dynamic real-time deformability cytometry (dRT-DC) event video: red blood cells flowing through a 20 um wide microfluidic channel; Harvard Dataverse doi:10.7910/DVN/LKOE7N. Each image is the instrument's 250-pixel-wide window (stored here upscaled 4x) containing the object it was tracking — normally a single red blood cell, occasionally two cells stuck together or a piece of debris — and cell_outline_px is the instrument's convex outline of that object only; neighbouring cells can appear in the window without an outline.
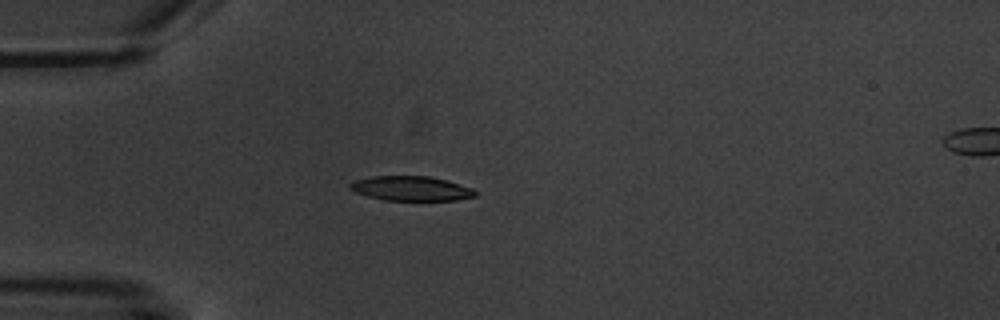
{"species": "common noctule bat (a hibernating species)", "species_latin": "Nyctalus noctula", "temperature_condition": "warm", "stored_images_in_passage": 6, "camera_frame_rate_fps": 3000, "um_per_image_px": 0.085, "animal": {"sex": "male", "body_mass_g": 20.1, "forearm_length_mm": 53.5}, "frame": {"image": 1, "passage_image": 1, "time_ms": 0.0, "image_size_px": [1000, 320], "cell_outline_px": [[476, 196], [456, 200], [384, 200], [368, 196], [356, 192], [348, 188], [348, 184], [356, 180], [372, 176], [428, 176], [444, 180], [472, 188], [476, 192]], "centroid_in_image_um": [34.91, 16.02], "position_along_channel_um": 50.1, "area_um2": 17.74}}
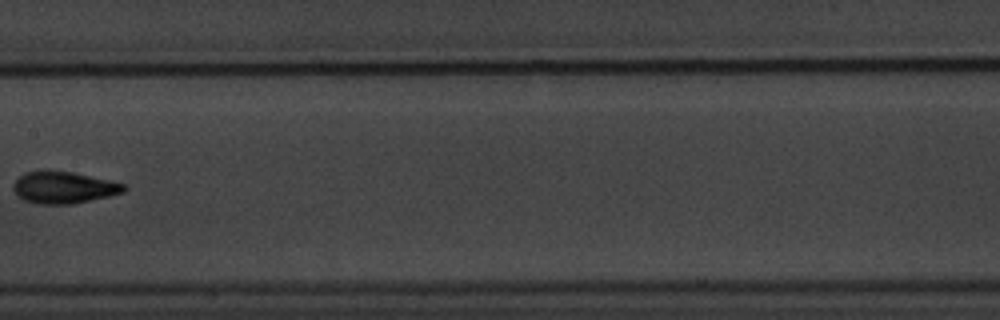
{"frame": {"image": 2, "passage_image": 5, "time_ms": 4.667, "image_size_px": [1000, 320], "cell_outline_px": [[128, 188], [124, 192], [108, 196], [72, 204], [40, 204], [24, 200], [16, 196], [12, 188], [12, 184], [20, 176], [28, 172], [44, 168], [72, 172], [108, 180], [124, 184]], "centroid_in_image_um": [5.36, 15.92], "position_along_channel_um": 202.0, "area_um2": 20.75}}